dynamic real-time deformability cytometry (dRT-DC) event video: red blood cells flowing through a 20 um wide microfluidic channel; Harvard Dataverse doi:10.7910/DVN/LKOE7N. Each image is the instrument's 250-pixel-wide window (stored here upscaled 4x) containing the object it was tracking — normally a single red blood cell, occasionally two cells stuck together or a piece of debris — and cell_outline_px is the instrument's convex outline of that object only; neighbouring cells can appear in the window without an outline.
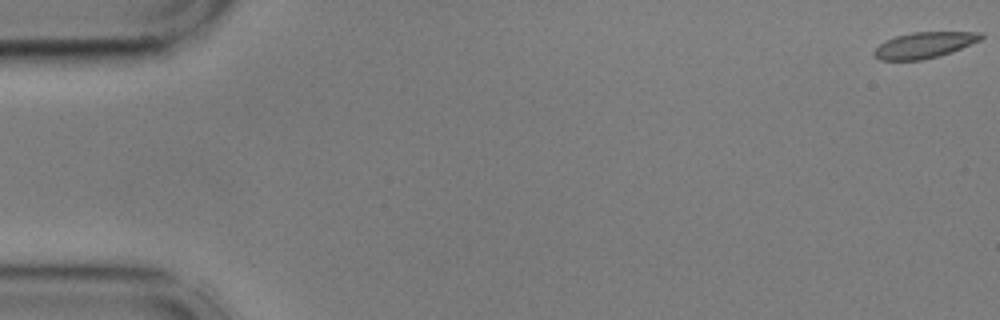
{"species": "common noctule bat (a hibernating species)", "species_latin": "Nyctalus noctula", "temperature_condition": "cold", "stored_images_in_passage": 56, "camera_frame_rate_fps": 3000, "um_per_image_px": 0.085, "animal": {"sex": "male", "body_mass_g": 17.9, "forearm_length_mm": 54.2}, "frame": {"image": 1, "passage_image": 1, "time_ms": 0.0, "image_size_px": [1000, 320], "cell_outline_px": [[984, 36], [980, 40], [952, 52], [940, 56], [924, 60], [880, 60], [872, 52], [880, 44], [896, 36], [912, 32], [984, 32]], "centroid_in_image_um": [78.6, 3.83], "position_along_channel_um": 6.4, "area_um2": 16.13}}
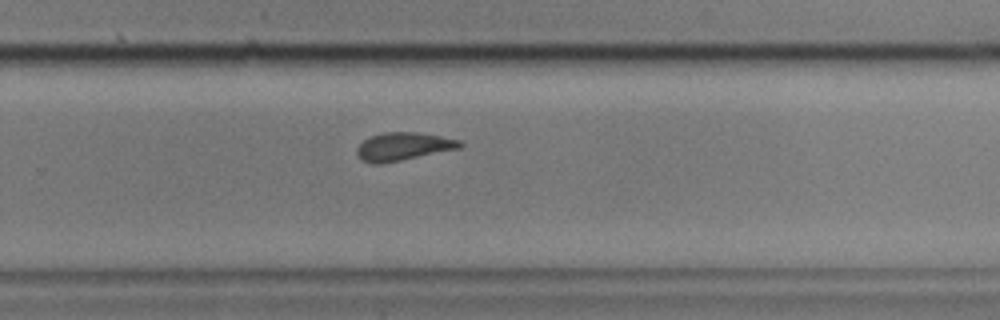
{"frame": {"image": 2, "passage_image": 37, "time_ms": 12.0, "image_size_px": [1000, 320], "cell_outline_px": [[464, 144], [460, 148], [380, 164], [372, 164], [360, 160], [356, 156], [356, 148], [368, 136], [384, 132], [420, 132], [460, 140]], "centroid_in_image_um": [34.23, 12.45], "position_along_channel_um": 295.6, "area_um2": 16.94}}
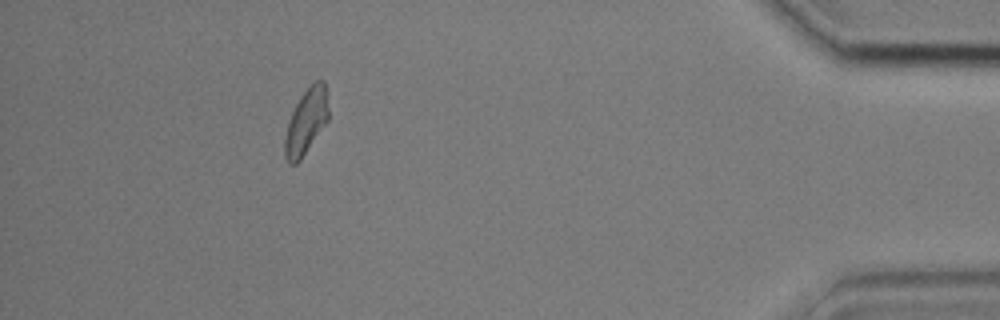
{"frame": {"image": 3, "passage_image": 51, "time_ms": 16.667, "image_size_px": [1000, 320], "cell_outline_px": [[328, 120], [300, 160], [296, 164], [288, 164], [284, 156], [284, 140], [288, 120], [300, 96], [316, 80], [324, 80], [328, 108]], "centroid_in_image_um": [26.0, 10.36], "position_along_channel_um": 409.2, "area_um2": 16.47}, "authors_computed_cell_mechanics": {"area_um2": 16.9354, "velocity_mm_per_s": 3.6038, "shape_relaxation_time_tau1_ms": null, "shape_relaxation_time_tau2_ms": 2.1292, "deformation_change_tau1": null, "deformation_change_tau2": 0.0678}}